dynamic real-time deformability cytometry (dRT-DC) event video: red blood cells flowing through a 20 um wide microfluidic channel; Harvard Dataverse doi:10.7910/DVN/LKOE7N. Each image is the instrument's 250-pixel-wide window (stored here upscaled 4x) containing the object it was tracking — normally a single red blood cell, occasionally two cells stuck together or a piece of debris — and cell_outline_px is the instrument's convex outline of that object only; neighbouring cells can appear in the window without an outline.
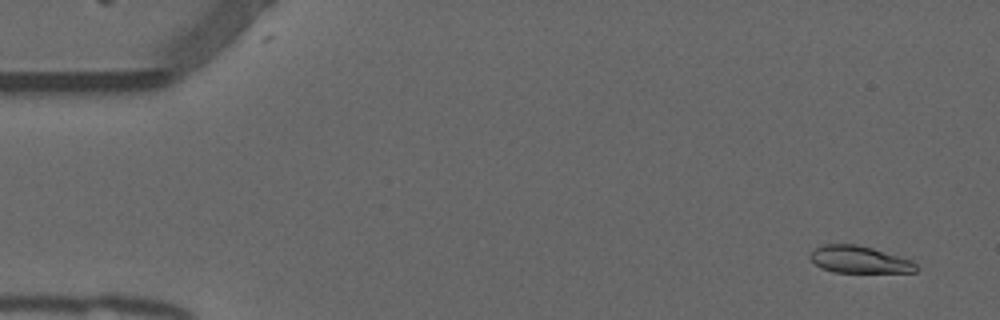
{"species": "common noctule bat (a hibernating species)", "species_latin": "Nyctalus noctula", "temperature_condition": "warm", "stored_images_in_passage": 52, "camera_frame_rate_fps": 3000, "um_per_image_px": 0.085, "animal": {"sex": "male", "forearm_length_mm": 52.5}, "frame": {"image": 1, "passage_image": 2, "time_ms": 0.333, "image_size_px": [1000, 320], "cell_outline_px": [[916, 272], [832, 272], [820, 268], [808, 256], [816, 248], [824, 244], [856, 244], [872, 248], [912, 260], [916, 264]], "centroid_in_image_um": [73.02, 22.06], "position_along_channel_um": 12.0, "area_um2": 16.59}}
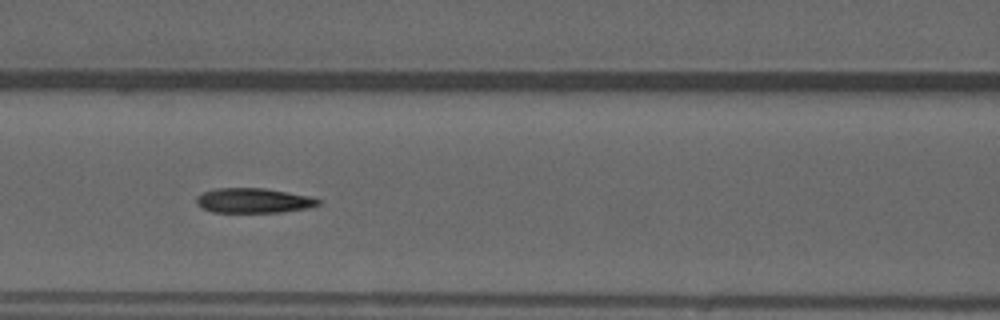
{"frame": {"image": 2, "passage_image": 22, "time_ms": 7.0, "image_size_px": [1000, 320], "cell_outline_px": [[320, 204], [308, 208], [280, 212], [212, 212], [196, 204], [196, 196], [204, 192], [216, 188], [264, 188], [288, 192], [308, 196], [320, 200]], "centroid_in_image_um": [21.53, 17.04], "position_along_channel_um": 145.1, "area_um2": 17.51}}
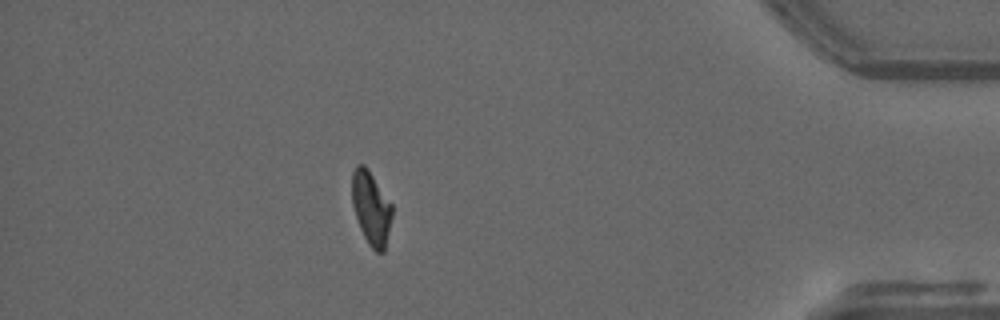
{"frame": {"image": 3, "passage_image": 46, "time_ms": 15.0, "image_size_px": [1000, 320], "cell_outline_px": [[392, 216], [384, 252], [376, 252], [368, 244], [360, 228], [352, 204], [352, 172], [356, 164], [364, 164], [368, 168], [392, 204]], "centroid_in_image_um": [31.54, 17.66], "position_along_channel_um": 403.7, "area_um2": 17.17}, "authors_computed_cell_mechanics": {"area_um2": 17.8024, "velocity_mm_per_s": 3.8319, "shape_relaxation_time_tau1_ms": null, "shape_relaxation_time_tau2_ms": 2.0458, "deformation_change_tau1": null, "deformation_change_tau2": 0.0849}}